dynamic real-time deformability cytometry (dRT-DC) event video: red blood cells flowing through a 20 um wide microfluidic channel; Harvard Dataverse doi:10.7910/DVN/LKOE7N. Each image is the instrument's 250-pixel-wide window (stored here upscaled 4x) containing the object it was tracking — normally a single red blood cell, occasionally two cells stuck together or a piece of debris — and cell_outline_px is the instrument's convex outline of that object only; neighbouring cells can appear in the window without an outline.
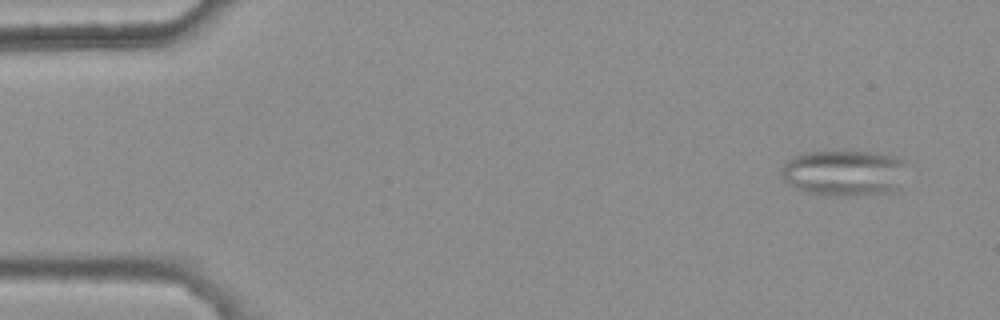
{"species": "common noctule bat (a hibernating species)", "species_latin": "Nyctalus noctula", "temperature_condition": "warm", "stored_images_in_passage": 46, "segment_of_instrument_passage": [1, 2], "camera_frame_rate_fps": 3000, "um_per_image_px": 0.085, "animal": {"sex": "female", "body_mass_g": 25.1}, "frame": {"image": 1, "passage_image": 2, "time_ms": 0.333, "image_size_px": [1000, 320], "cell_outline_px": [[904, 164], [896, 188], [892, 192], [808, 192], [796, 188], [788, 184], [784, 180], [780, 172], [784, 164], [792, 156], [804, 152], [876, 152], [892, 156], [904, 160]], "centroid_in_image_um": [71.66, 14.62], "position_along_channel_um": 13.3, "area_um2": 31.73}}